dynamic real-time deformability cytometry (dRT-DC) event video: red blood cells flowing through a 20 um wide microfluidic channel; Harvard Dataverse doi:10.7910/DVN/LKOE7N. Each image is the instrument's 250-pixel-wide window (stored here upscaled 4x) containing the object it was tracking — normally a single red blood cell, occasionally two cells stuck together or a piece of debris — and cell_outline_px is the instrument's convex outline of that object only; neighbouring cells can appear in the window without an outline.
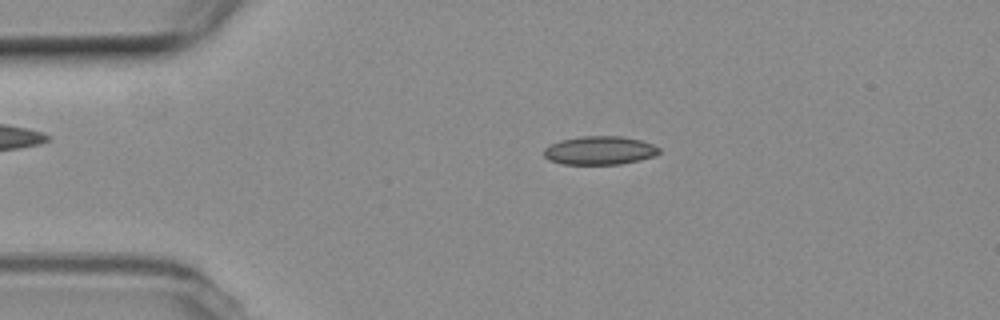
{"species": "common noctule bat (a hibernating species)", "species_latin": "Nyctalus noctula", "temperature_condition": "room temperature", "stored_images_in_passage": 47, "camera_frame_rate_fps": 3000, "um_per_image_px": 0.085, "animal": {"sex": "female", "body_mass_g": 19.3, "forearm_length_mm": 54.1}, "frame": {"image": 1, "passage_image": 4, "time_ms": 1.0, "image_size_px": [1000, 320], "cell_outline_px": [[660, 152], [656, 156], [640, 160], [620, 164], [560, 164], [548, 160], [544, 156], [544, 148], [548, 144], [560, 140], [580, 136], [620, 136], [640, 140], [652, 144], [660, 148]], "centroid_in_image_um": [50.94, 12.79], "position_along_channel_um": 34.1, "area_um2": 19.36}}
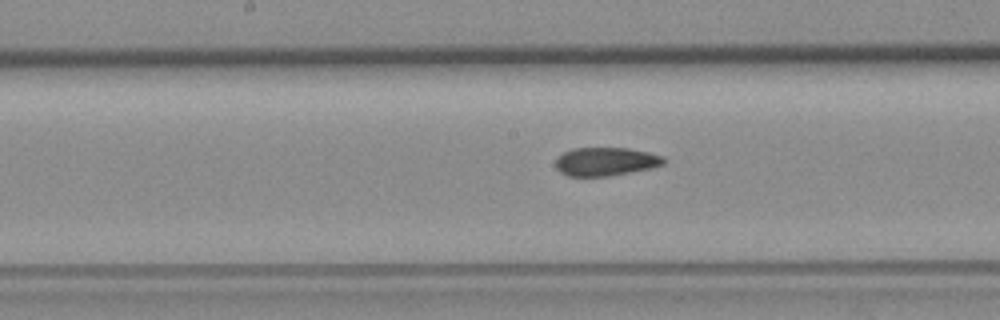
{"frame": {"image": 2, "passage_image": 20, "time_ms": 6.333, "image_size_px": [1000, 320], "cell_outline_px": [[664, 164], [648, 168], [608, 176], [568, 176], [560, 172], [556, 168], [556, 160], [564, 152], [572, 148], [628, 148], [648, 152], [664, 156]], "centroid_in_image_um": [51.46, 13.72], "position_along_channel_um": 196.7, "area_um2": 17.69}}
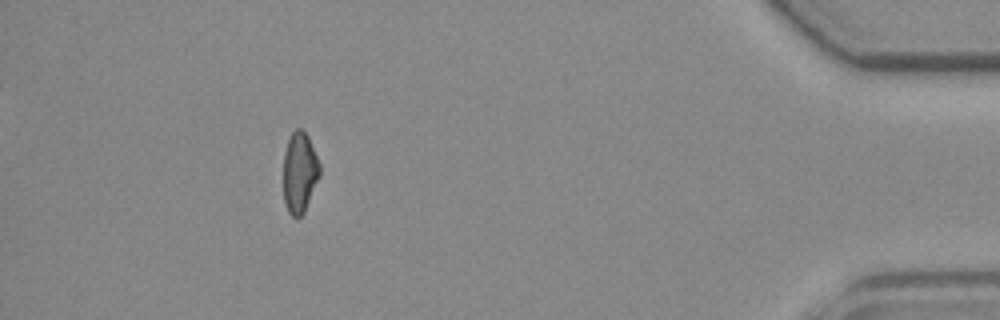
{"frame": {"image": 3, "passage_image": 42, "time_ms": 13.667, "image_size_px": [1000, 320], "cell_outline_px": [[320, 176], [304, 212], [296, 220], [288, 212], [284, 200], [284, 152], [288, 140], [292, 132], [296, 128], [300, 128], [308, 136], [320, 164]], "centroid_in_image_um": [25.47, 14.67], "position_along_channel_um": 409.7, "area_um2": 17.11}, "authors_computed_cell_mechanics": {"area_um2": 18.4382, "velocity_mm_per_s": 3.7633, "shape_relaxation_time_tau1_ms": null, "shape_relaxation_time_tau2_ms": 3.9158, "deformation_change_tau1": null, "deformation_change_tau2": 0.0861}}